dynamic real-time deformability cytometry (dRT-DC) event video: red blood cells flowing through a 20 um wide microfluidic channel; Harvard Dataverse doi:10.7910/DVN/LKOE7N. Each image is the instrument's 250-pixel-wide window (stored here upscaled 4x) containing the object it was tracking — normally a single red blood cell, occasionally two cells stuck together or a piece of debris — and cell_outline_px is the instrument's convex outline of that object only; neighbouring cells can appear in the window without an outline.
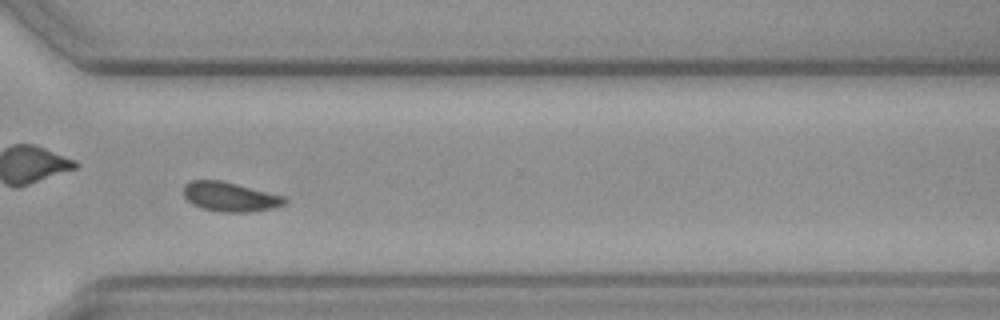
{"species": "common noctule bat (a hibernating species)", "species_latin": "Nyctalus noctula", "temperature_condition": "cold", "stored_images_in_passage": 41, "camera_frame_rate_fps": 3000, "um_per_image_px": 0.085, "animal": {"sex": "female", "body_mass_g": 19.3, "forearm_length_mm": 54.1}, "frame": {"image": 1, "passage_image": 24, "time_ms": 7.667, "image_size_px": [1000, 320], "cell_outline_px": [[288, 200], [284, 204], [272, 208], [248, 212], [224, 212], [204, 208], [192, 204], [184, 196], [184, 184], [192, 180], [220, 180], [284, 196]], "centroid_in_image_um": [19.54, 16.72], "position_along_channel_um": 351.1, "area_um2": 17.05}}